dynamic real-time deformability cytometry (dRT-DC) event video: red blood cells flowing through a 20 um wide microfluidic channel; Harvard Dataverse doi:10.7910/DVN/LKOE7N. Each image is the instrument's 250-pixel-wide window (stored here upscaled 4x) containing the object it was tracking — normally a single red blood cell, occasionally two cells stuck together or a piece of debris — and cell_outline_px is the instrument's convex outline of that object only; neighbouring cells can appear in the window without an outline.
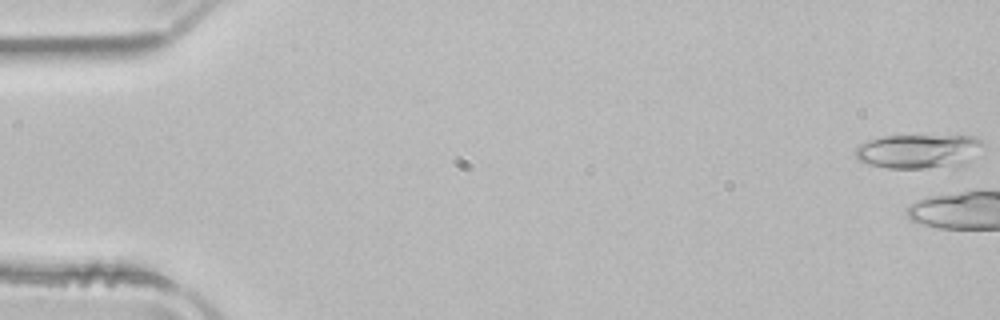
{"species": "common noctule bat (a hibernating species)", "species_latin": "Nyctalus noctula", "temperature_condition": "room temperature", "stored_images_in_passage": 7, "camera_frame_rate_fps": 3000, "um_per_image_px": 0.085, "animal": {"sex": "male", "body_mass_g": 21.5, "forearm_length_mm": 52.0}, "frame": {"image": 1, "passage_image": 1, "time_ms": 0.0, "image_size_px": [1000, 320], "cell_outline_px": [[984, 144], [972, 160], [968, 164], [956, 168], [888, 168], [868, 164], [856, 160], [856, 148], [860, 144], [868, 140], [884, 136], [972, 136], [984, 140]], "centroid_in_image_um": [78.15, 12.88], "position_along_channel_um": 6.9, "area_um2": 26.01}}